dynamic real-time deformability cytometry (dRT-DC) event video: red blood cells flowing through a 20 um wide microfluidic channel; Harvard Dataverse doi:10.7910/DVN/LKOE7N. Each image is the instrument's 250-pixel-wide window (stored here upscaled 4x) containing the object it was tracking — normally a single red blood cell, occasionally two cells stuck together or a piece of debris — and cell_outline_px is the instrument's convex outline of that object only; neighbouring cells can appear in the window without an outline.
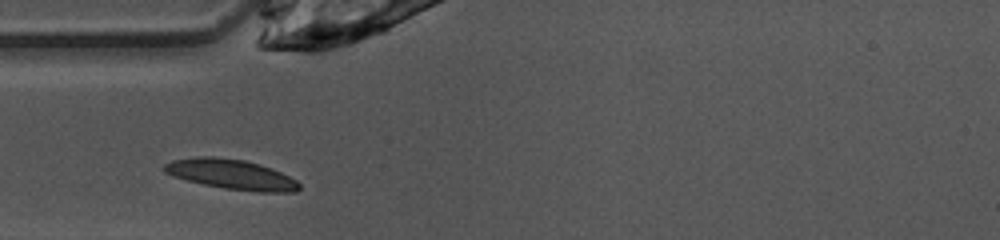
{"species": "common noctule bat (a hibernating species)", "species_latin": "Nyctalus noctula", "temperature_condition": "warm", "stored_images_in_passage": 19, "camera_frame_rate_fps": 3000, "um_per_image_px": 0.085, "animal": {"sex": "female", "body_mass_g": 10.0, "forearm_length_mm": 53.1}, "frame": {"image": 1, "passage_image": 1, "time_ms": 0.0, "image_size_px": [1000, 240], "cell_outline_px": [[300, 188], [296, 192], [260, 192], [224, 188], [204, 184], [172, 176], [164, 172], [164, 164], [172, 160], [196, 156], [212, 156], [244, 160], [260, 164], [272, 168], [296, 180], [300, 184]], "centroid_in_image_um": [19.66, 14.81], "position_along_channel_um": 65.3, "area_um2": 23.52}}
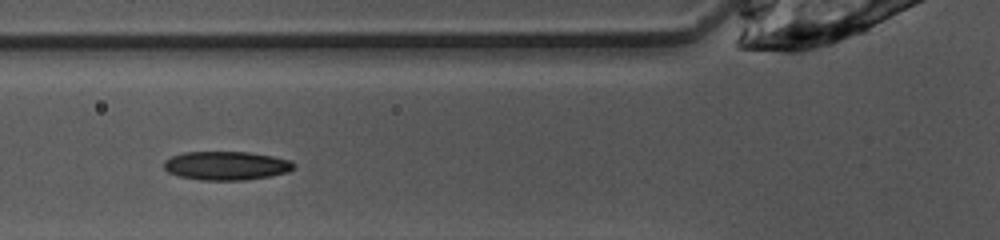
{"frame": {"image": 2, "passage_image": 4, "time_ms": 1.0, "image_size_px": [1000, 240], "cell_outline_px": [[296, 164], [288, 172], [268, 176], [244, 180], [200, 180], [180, 176], [168, 172], [164, 168], [164, 160], [172, 156], [184, 152], [248, 152], [272, 156], [292, 160]], "centroid_in_image_um": [19.23, 14.08], "position_along_channel_um": 106.6, "area_um2": 21.68}}